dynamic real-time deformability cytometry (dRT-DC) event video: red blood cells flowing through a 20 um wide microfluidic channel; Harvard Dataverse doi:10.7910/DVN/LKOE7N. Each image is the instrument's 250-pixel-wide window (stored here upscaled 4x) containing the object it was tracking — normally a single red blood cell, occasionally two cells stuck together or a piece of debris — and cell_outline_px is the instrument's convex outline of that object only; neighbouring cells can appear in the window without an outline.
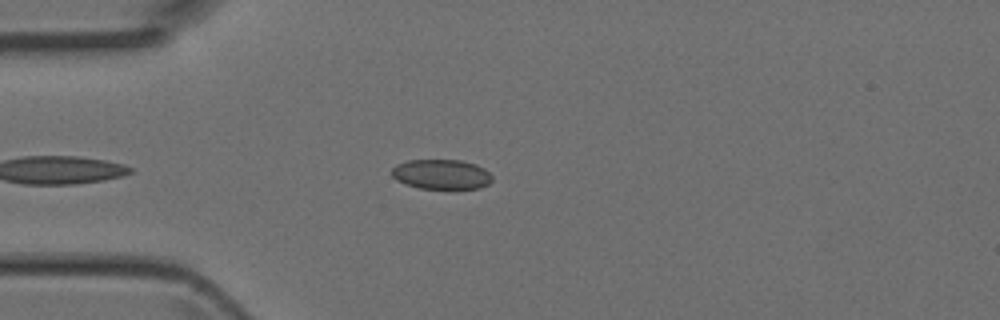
{"species": "Egyptian fruit bat (a non-hibernating species)", "species_latin": "Rousettus aegyptiacus", "temperature_condition": "room temperature", "stored_images_in_passage": 3, "camera_frame_rate_fps": 3000, "um_per_image_px": 0.085, "animal": {"sex": "female"}, "frame": {"image": 1, "passage_image": 3, "time_ms": 0.667, "image_size_px": [1000, 320], "cell_outline_px": [[492, 180], [488, 184], [480, 188], [420, 188], [404, 184], [396, 180], [392, 176], [392, 168], [396, 164], [408, 160], [460, 160], [476, 164], [484, 168], [492, 176]], "centroid_in_image_um": [37.5, 14.81], "position_along_channel_um": 47.5, "area_um2": 17.46}}